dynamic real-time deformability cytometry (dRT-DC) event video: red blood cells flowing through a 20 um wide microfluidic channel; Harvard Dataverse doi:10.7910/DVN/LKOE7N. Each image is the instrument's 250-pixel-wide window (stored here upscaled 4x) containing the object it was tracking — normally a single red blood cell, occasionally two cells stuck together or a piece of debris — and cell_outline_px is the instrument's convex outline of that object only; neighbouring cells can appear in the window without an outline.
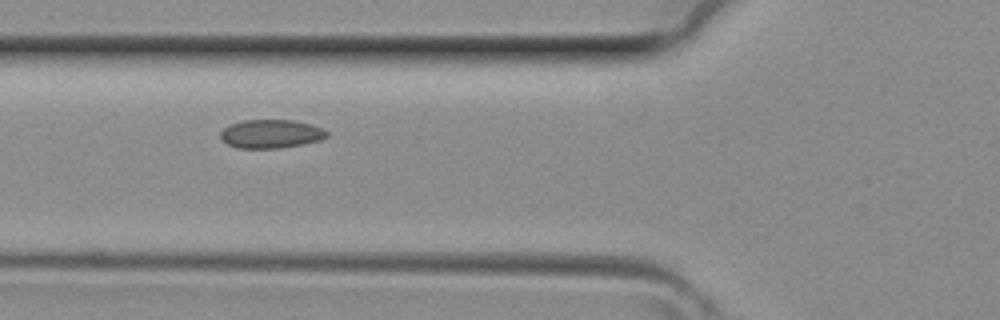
{"species": "common noctule bat (a hibernating species)", "species_latin": "Nyctalus noctula", "temperature_condition": "room temperature", "stored_images_in_passage": 3, "camera_frame_rate_fps": 3000, "um_per_image_px": 0.085, "animal": {"sex": "female", "body_mass_g": 29.2, "forearm_length_mm": 56.3}, "frame": {"image": 1, "passage_image": 2, "time_ms": 0.333, "image_size_px": [1000, 320], "cell_outline_px": [[328, 136], [320, 140], [280, 148], [236, 148], [228, 144], [220, 136], [220, 132], [228, 124], [244, 120], [292, 120], [312, 124], [328, 132]], "centroid_in_image_um": [23.01, 11.37], "position_along_channel_um": 102.8, "area_um2": 17.63}}
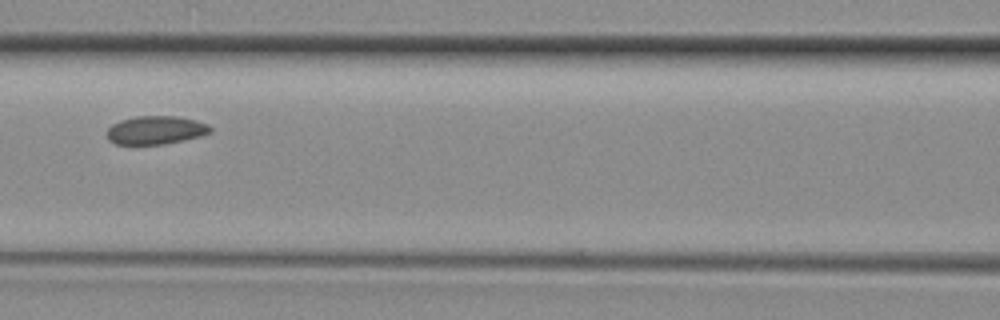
{"frame": {"image": 2, "passage_image": 3, "time_ms": 0.667, "image_size_px": [1000, 320], "cell_outline_px": [[212, 132], [200, 136], [184, 140], [164, 144], [116, 144], [108, 140], [108, 128], [112, 124], [120, 120], [136, 116], [176, 116], [196, 120], [208, 124], [212, 128]], "centroid_in_image_um": [13.25, 11.05], "position_along_channel_um": 153.3, "area_um2": 17.11}}